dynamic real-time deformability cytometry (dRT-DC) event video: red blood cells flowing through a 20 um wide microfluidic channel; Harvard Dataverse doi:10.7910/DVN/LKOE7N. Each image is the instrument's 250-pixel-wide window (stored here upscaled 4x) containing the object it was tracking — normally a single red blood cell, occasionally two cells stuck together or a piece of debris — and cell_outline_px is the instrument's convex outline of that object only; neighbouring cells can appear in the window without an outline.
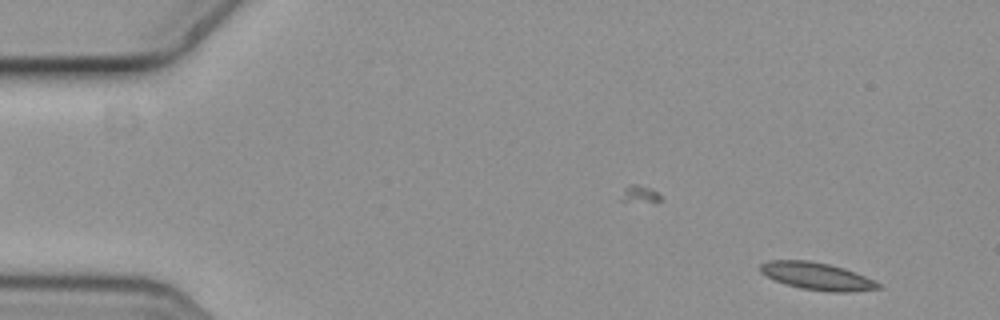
{"species": "common noctule bat (a hibernating species)", "species_latin": "Nyctalus noctula", "temperature_condition": "cold", "stored_images_in_passage": 6, "camera_frame_rate_fps": 3000, "um_per_image_px": 0.085, "animal": {"sex": "female", "body_mass_g": 19.3, "forearm_length_mm": 54.1}, "frame": {"image": 1, "passage_image": 1, "time_ms": 0.0, "image_size_px": [1000, 320], "cell_outline_px": [[884, 288], [848, 292], [828, 292], [800, 288], [784, 284], [760, 272], [760, 264], [768, 260], [808, 260], [828, 264], [844, 268], [876, 280]], "centroid_in_image_um": [69.47, 23.48], "position_along_channel_um": 15.5, "area_um2": 18.9}}
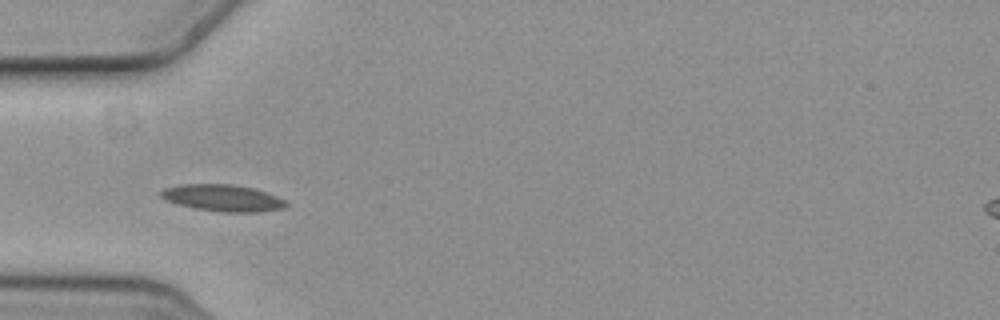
{"frame": {"image": 2, "passage_image": 5, "time_ms": 1.333, "image_size_px": [1000, 320], "cell_outline_px": [[288, 204], [284, 208], [260, 212], [220, 212], [196, 208], [176, 204], [164, 200], [160, 196], [160, 192], [164, 188], [180, 184], [232, 184], [252, 188], [268, 192], [288, 200]], "centroid_in_image_um": [18.96, 16.83], "position_along_channel_um": 66.0, "area_um2": 19.77}}